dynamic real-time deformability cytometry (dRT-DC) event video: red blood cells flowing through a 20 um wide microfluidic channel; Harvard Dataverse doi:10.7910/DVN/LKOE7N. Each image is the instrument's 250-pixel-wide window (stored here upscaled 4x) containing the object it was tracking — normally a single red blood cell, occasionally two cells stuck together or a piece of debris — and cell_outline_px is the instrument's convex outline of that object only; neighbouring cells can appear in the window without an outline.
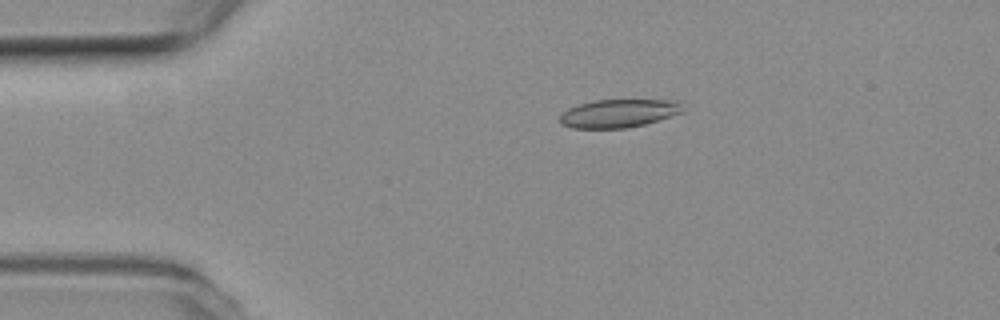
{"species": "common noctule bat (a hibernating species)", "species_latin": "Nyctalus noctula", "temperature_condition": "room temperature", "stored_images_in_passage": 15, "camera_frame_rate_fps": 3000, "um_per_image_px": 0.085, "animal": {"sex": "female", "body_mass_g": 19.3, "forearm_length_mm": 54.1}, "frame": {"image": 1, "passage_image": 4, "time_ms": 1.0, "image_size_px": [1000, 320], "cell_outline_px": [[684, 112], [644, 124], [628, 128], [572, 128], [560, 124], [560, 116], [568, 108], [580, 104], [596, 100], [676, 100], [680, 104]], "centroid_in_image_um": [52.57, 9.64], "position_along_channel_um": 32.4, "area_um2": 20.06}}
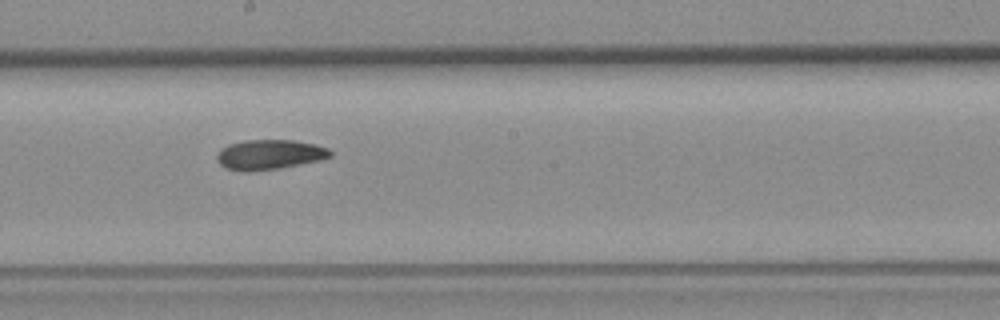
{"frame": {"image": 2, "passage_image": 9, "time_ms": 2.667, "image_size_px": [1000, 320], "cell_outline_px": [[332, 156], [320, 160], [280, 168], [248, 172], [244, 172], [224, 168], [216, 160], [216, 152], [220, 148], [228, 144], [244, 140], [292, 140], [316, 144], [328, 148], [332, 152]], "centroid_in_image_um": [22.86, 13.14], "position_along_channel_um": 225.3, "area_um2": 20.06}}
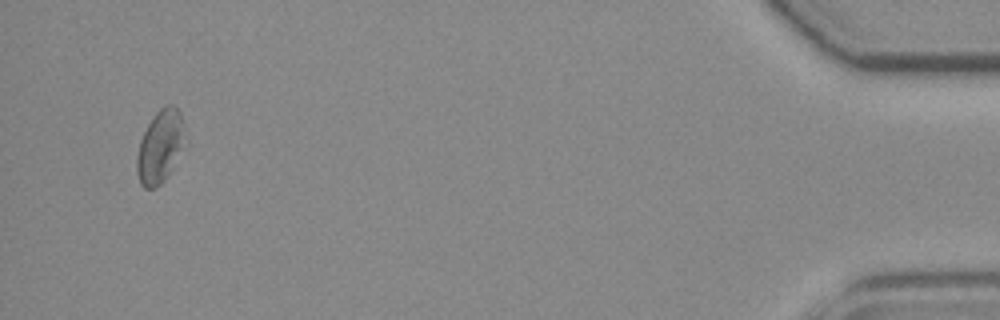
{"frame": {"image": 3, "passage_image": 15, "time_ms": 4.667, "image_size_px": [1000, 320], "cell_outline_px": [[188, 144], [164, 180], [156, 188], [144, 188], [140, 184], [136, 172], [136, 156], [140, 140], [152, 116], [160, 108], [168, 104], [172, 104], [180, 112], [184, 124]], "centroid_in_image_um": [13.65, 12.45], "position_along_channel_um": 421.6, "area_um2": 21.04}}